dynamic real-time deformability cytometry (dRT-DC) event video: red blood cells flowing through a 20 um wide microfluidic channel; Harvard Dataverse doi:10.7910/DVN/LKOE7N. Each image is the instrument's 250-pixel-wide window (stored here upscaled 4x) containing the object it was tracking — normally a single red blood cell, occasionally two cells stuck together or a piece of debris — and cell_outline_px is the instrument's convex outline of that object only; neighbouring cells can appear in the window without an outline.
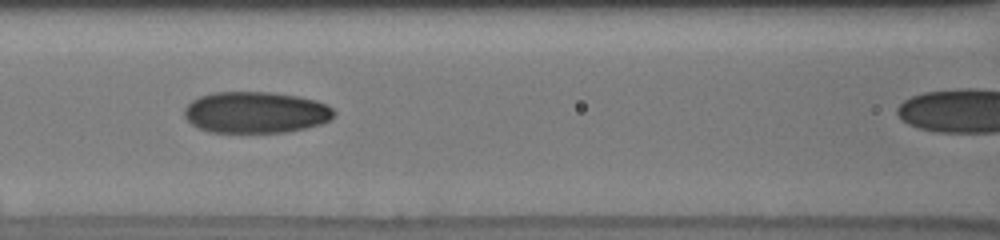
{"species": "human", "species_latin": "Homo sapiens", "temperature_condition": "cold", "stored_images_in_passage": 45, "camera_frame_rate_fps": 3000, "um_per_image_px": 0.085, "donor": {"sex": "male"}, "frame": {"image": 1, "passage_image": 23, "time_ms": 7.333, "image_size_px": [1000, 240], "cell_outline_px": [[336, 112], [328, 120], [320, 124], [288, 132], [208, 132], [192, 124], [184, 116], [184, 108], [192, 100], [200, 96], [212, 92], [268, 92], [296, 96], [316, 100], [328, 104]], "centroid_in_image_um": [21.72, 9.55], "position_along_channel_um": 144.9, "area_um2": 36.07}}
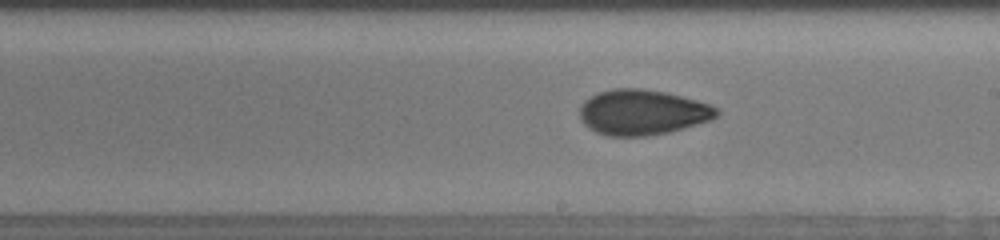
{"frame": {"image": 2, "passage_image": 30, "time_ms": 9.667, "image_size_px": [1000, 240], "cell_outline_px": [[720, 112], [712, 120], [668, 132], [648, 136], [608, 136], [596, 132], [588, 128], [580, 120], [580, 108], [584, 100], [600, 92], [612, 88], [640, 88], [664, 92], [712, 104], [720, 108]], "centroid_in_image_um": [54.62, 9.55], "position_along_channel_um": 234.4, "area_um2": 36.3}}
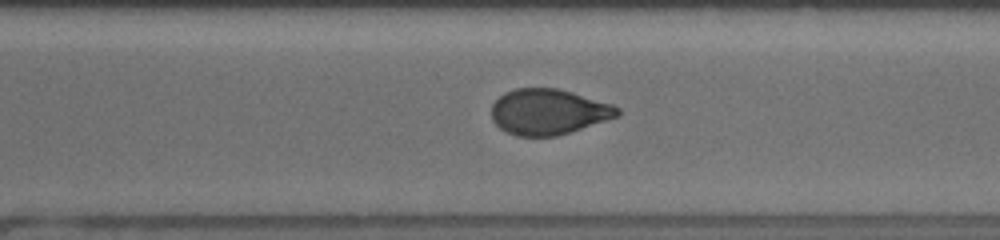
{"frame": {"image": 3, "passage_image": 37, "time_ms": 12.0, "image_size_px": [1000, 240], "cell_outline_px": [[620, 112], [616, 116], [556, 136], [516, 136], [500, 128], [492, 120], [492, 104], [504, 92], [516, 88], [556, 88], [572, 92], [612, 104], [620, 108]], "centroid_in_image_um": [46.57, 9.49], "position_along_channel_um": 324.0, "area_um2": 33.06}}